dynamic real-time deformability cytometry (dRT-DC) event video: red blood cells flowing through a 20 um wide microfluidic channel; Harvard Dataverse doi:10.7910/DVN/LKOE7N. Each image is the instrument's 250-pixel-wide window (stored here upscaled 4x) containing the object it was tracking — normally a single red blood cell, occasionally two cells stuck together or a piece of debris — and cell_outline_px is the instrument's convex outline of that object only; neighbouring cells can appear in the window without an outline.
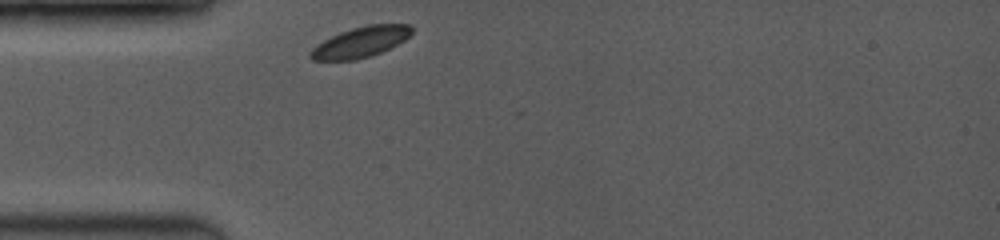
{"species": "common noctule bat (a hibernating species)", "species_latin": "Nyctalus noctula", "temperature_condition": "room temperature", "stored_images_in_passage": 49, "camera_frame_rate_fps": 3500, "um_per_image_px": 0.085, "animal": {"sex": "female", "body_mass_g": 19.0, "forearm_length_mm": 53.3}, "frame": {"image": 1, "passage_image": 1, "time_ms": 0.0, "image_size_px": [1000, 240], "cell_outline_px": [[412, 32], [404, 40], [380, 52], [356, 60], [312, 60], [308, 56], [308, 52], [316, 44], [340, 32], [352, 28], [368, 24], [412, 24]], "centroid_in_image_um": [30.61, 3.57], "position_along_channel_um": 54.4, "area_um2": 17.92}}
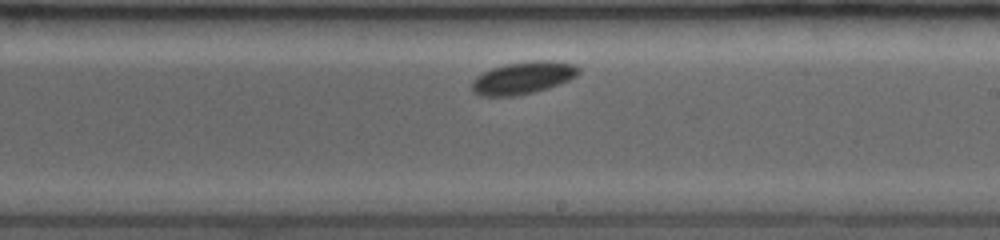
{"frame": {"image": 2, "passage_image": 32, "time_ms": 5.143, "image_size_px": [1000, 240], "cell_outline_px": [[580, 72], [576, 76], [568, 80], [548, 88], [532, 92], [512, 96], [480, 96], [472, 92], [472, 80], [476, 76], [492, 68], [504, 64], [532, 60], [552, 60], [576, 64], [580, 68]], "centroid_in_image_um": [44.46, 6.6], "position_along_channel_um": 244.5, "area_um2": 20.23}}
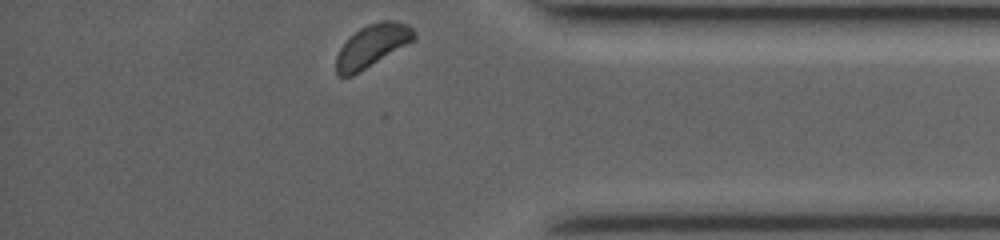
{"frame": {"image": 3, "passage_image": 48, "time_ms": 9.429, "image_size_px": [1000, 240], "cell_outline_px": [[416, 36], [412, 40], [352, 76], [340, 76], [336, 72], [336, 56], [340, 48], [360, 28], [368, 24], [380, 20], [396, 20], [408, 24], [416, 32]], "centroid_in_image_um": [31.63, 3.86], "position_along_channel_um": 403.6, "area_um2": 18.73}, "authors_computed_cell_mechanics": {"area_um2": 19.363, "velocity_mm_per_s": 3.8327, "shape_relaxation_time_tau1_ms": 0.8592, "shape_relaxation_time_tau2_ms": null, "deformation_change_tau1": 0.0387, "deformation_change_tau2": null}}